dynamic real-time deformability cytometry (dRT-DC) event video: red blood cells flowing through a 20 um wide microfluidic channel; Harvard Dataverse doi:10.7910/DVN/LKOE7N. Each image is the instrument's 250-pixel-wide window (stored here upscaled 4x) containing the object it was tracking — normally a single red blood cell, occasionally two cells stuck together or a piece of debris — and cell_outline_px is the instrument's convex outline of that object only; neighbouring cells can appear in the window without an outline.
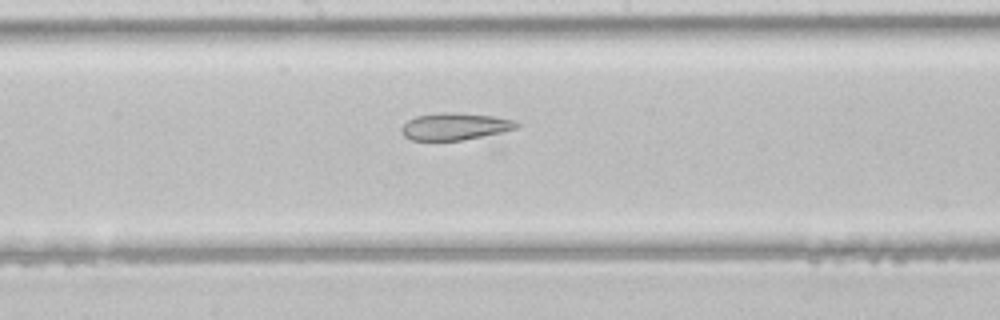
{"species": "common noctule bat (a hibernating species)", "species_latin": "Nyctalus noctula", "temperature_condition": "room temperature", "stored_images_in_passage": 21, "camera_frame_rate_fps": 3000, "um_per_image_px": 0.085, "animal": {"sex": "male", "body_mass_g": 21.5, "forearm_length_mm": 52.0}, "frame": {"image": 1, "passage_image": 17, "time_ms": 5.333, "image_size_px": [1000, 320], "cell_outline_px": [[520, 124], [516, 128], [500, 132], [460, 140], [412, 140], [404, 136], [400, 132], [400, 128], [408, 120], [416, 116], [440, 112], [460, 112], [492, 116], [512, 120]], "centroid_in_image_um": [38.6, 10.73], "position_along_channel_um": 209.6, "area_um2": 17.98}}
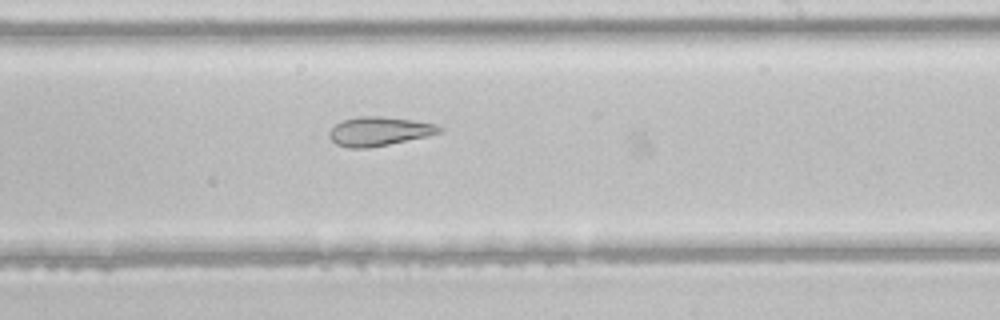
{"frame": {"image": 2, "passage_image": 20, "time_ms": 6.333, "image_size_px": [1000, 320], "cell_outline_px": [[444, 128], [440, 132], [424, 136], [388, 144], [368, 148], [348, 148], [336, 144], [328, 136], [328, 132], [336, 124], [344, 120], [356, 116], [380, 116], [412, 120], [436, 124]], "centroid_in_image_um": [32.18, 11.15], "position_along_channel_um": 256.8, "area_um2": 18.38}}